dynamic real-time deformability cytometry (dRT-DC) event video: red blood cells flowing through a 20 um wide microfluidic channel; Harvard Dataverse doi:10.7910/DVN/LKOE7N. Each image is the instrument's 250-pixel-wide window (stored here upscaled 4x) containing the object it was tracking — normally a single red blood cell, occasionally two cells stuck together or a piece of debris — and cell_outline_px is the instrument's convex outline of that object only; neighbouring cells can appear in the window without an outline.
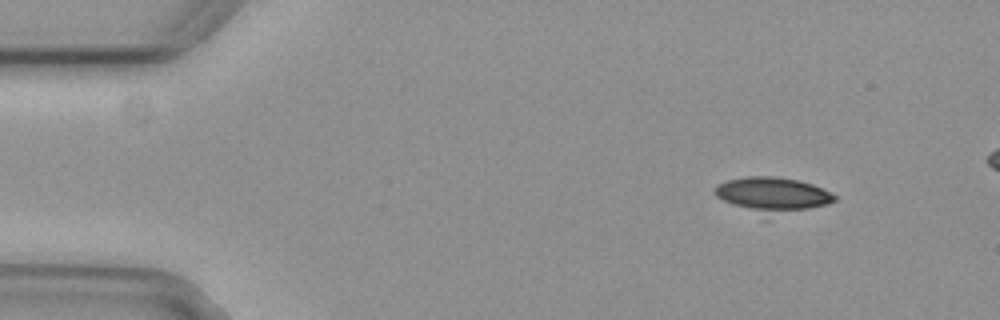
{"species": "common noctule bat (a hibernating species)", "species_latin": "Nyctalus noctula", "temperature_condition": "cold", "stored_images_in_passage": 7, "camera_frame_rate_fps": 3000, "um_per_image_px": 0.085, "animal": {"sex": "female", "body_mass_g": 29.2, "forearm_length_mm": 56.3}, "frame": {"image": 1, "passage_image": 1, "time_ms": 0.0, "image_size_px": [1000, 320], "cell_outline_px": [[836, 200], [828, 204], [764, 220], [716, 196], [716, 184], [728, 180], [748, 176], [776, 176], [800, 180], [812, 184], [836, 196]], "centroid_in_image_um": [65.65, 16.61], "position_along_channel_um": 19.3, "area_um2": 25.14}}
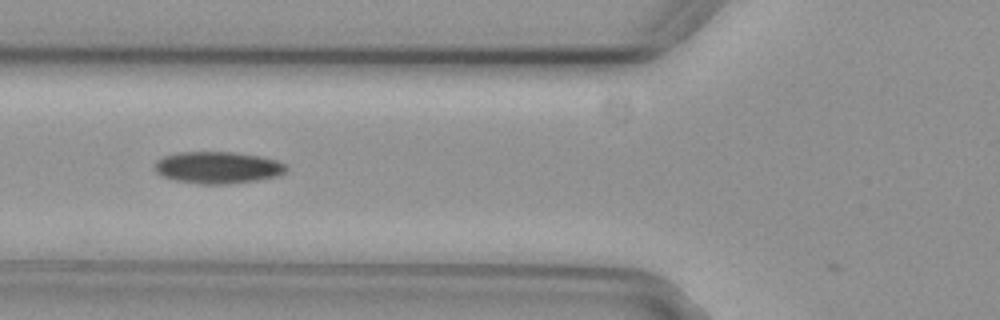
{"frame": {"image": 2, "passage_image": 5, "time_ms": 1.333, "image_size_px": [1000, 320], "cell_outline_px": [[288, 168], [284, 172], [276, 176], [256, 180], [224, 184], [200, 184], [176, 180], [160, 176], [152, 168], [156, 160], [164, 156], [176, 152], [236, 152], [260, 156], [276, 160], [284, 164]], "centroid_in_image_um": [18.44, 14.23], "position_along_channel_um": 107.4, "area_um2": 24.51}}
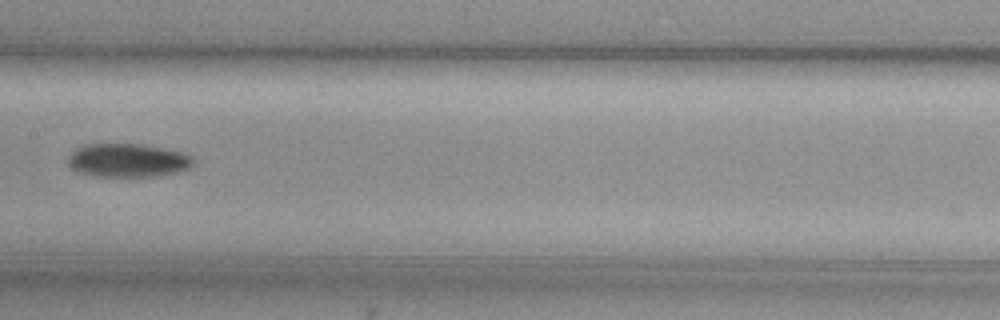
{"frame": {"image": 3, "passage_image": 7, "time_ms": 2.0, "image_size_px": [1000, 320], "cell_outline_px": [[196, 160], [188, 168], [176, 172], [160, 176], [132, 180], [92, 176], [76, 172], [68, 164], [68, 156], [76, 148], [84, 144], [140, 144], [164, 148], [180, 152], [192, 156]], "centroid_in_image_um": [10.83, 13.69], "position_along_channel_um": 196.6, "area_um2": 25.55}}